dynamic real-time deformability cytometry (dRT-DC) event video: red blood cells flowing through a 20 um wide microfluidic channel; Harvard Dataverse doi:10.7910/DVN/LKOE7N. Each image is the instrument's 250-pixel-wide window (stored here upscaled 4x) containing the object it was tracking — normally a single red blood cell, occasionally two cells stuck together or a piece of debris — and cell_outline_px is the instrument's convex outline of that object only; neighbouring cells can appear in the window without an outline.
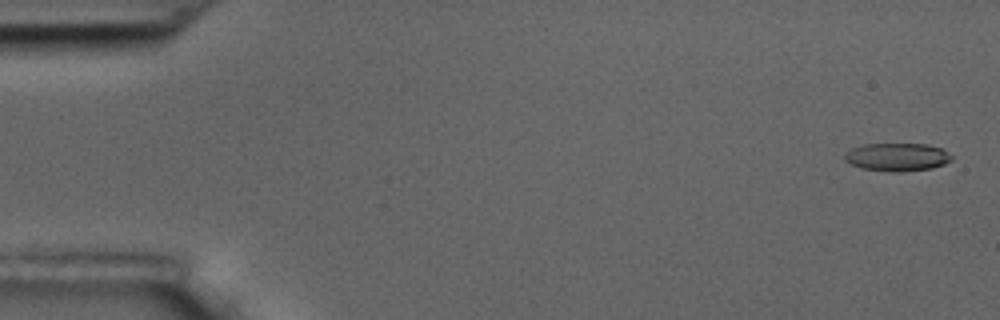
{"species": "common noctule bat (a hibernating species)", "species_latin": "Nyctalus noctula", "temperature_condition": "room temperature", "stored_images_in_passage": 58, "camera_frame_rate_fps": 3000, "um_per_image_px": 0.085, "animal": {"sex": "male", "body_mass_g": 17.5, "forearm_length_mm": 52.3}, "frame": {"image": 1, "passage_image": 2, "time_ms": 0.333, "image_size_px": [1000, 320], "cell_outline_px": [[952, 160], [944, 164], [932, 168], [900, 172], [892, 172], [864, 168], [852, 164], [844, 160], [844, 152], [852, 148], [864, 144], [928, 144], [940, 148], [948, 152], [952, 156]], "centroid_in_image_um": [76.26, 13.34], "position_along_channel_um": 8.7, "area_um2": 17.46}}
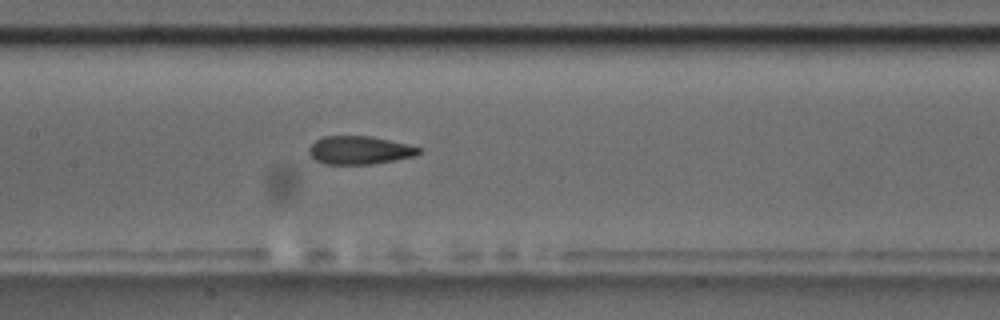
{"frame": {"image": 2, "passage_image": 28, "time_ms": 9.0, "image_size_px": [1000, 320], "cell_outline_px": [[424, 148], [416, 156], [396, 160], [372, 164], [324, 164], [316, 160], [308, 152], [308, 148], [316, 140], [324, 136], [372, 136], [408, 144]], "centroid_in_image_um": [30.6, 12.76], "position_along_channel_um": 176.8, "area_um2": 18.21}}
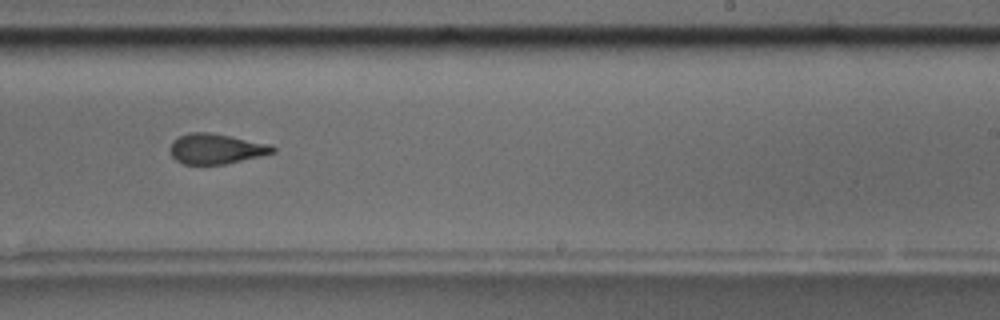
{"frame": {"image": 3, "passage_image": 36, "time_ms": 11.667, "image_size_px": [1000, 320], "cell_outline_px": [[276, 152], [260, 156], [224, 164], [184, 164], [176, 160], [172, 156], [168, 148], [172, 140], [188, 132], [208, 132], [272, 144], [276, 148]], "centroid_in_image_um": [18.35, 12.64], "position_along_channel_um": 270.7, "area_um2": 18.15}, "authors_computed_cell_mechanics": {"area_um2": 18.6983, "velocity_mm_per_s": 3.5274, "shape_relaxation_time_tau1_ms": null, "shape_relaxation_time_tau2_ms": 2.3126, "deformation_change_tau1": null, "deformation_change_tau2": 0.0814}}